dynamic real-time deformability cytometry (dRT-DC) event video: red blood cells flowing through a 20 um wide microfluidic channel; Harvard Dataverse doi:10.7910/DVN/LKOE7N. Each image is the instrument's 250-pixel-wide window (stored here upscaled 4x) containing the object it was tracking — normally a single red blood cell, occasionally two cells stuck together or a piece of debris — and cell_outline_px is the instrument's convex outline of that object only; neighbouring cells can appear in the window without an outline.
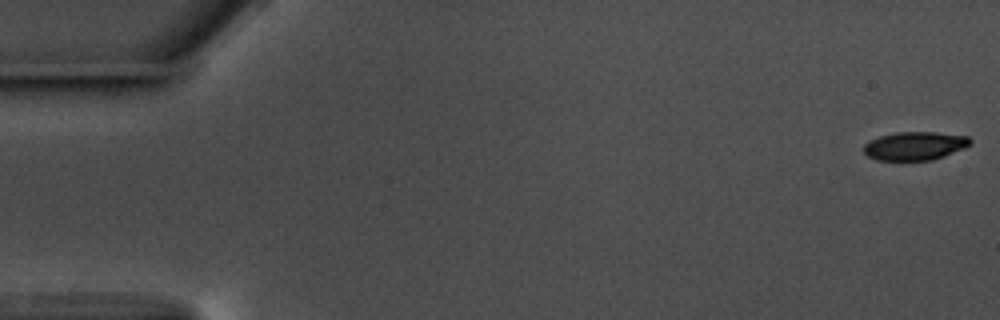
{"species": "common noctule bat (a hibernating species)", "species_latin": "Nyctalus noctula", "temperature_condition": "warm", "stored_images_in_passage": 58, "camera_frame_rate_fps": 3000, "um_per_image_px": 0.085, "animal": {"sex": "male", "body_mass_g": 17.5, "forearm_length_mm": 52.3}, "frame": {"image": 1, "passage_image": 1, "time_ms": 0.0, "image_size_px": [1000, 320], "cell_outline_px": [[972, 144], [964, 148], [944, 156], [932, 160], [876, 160], [868, 156], [864, 152], [864, 144], [868, 140], [880, 136], [896, 132], [936, 132], [968, 136], [972, 140]], "centroid_in_image_um": [77.77, 12.39], "position_along_channel_um": 7.2, "area_um2": 17.74}}
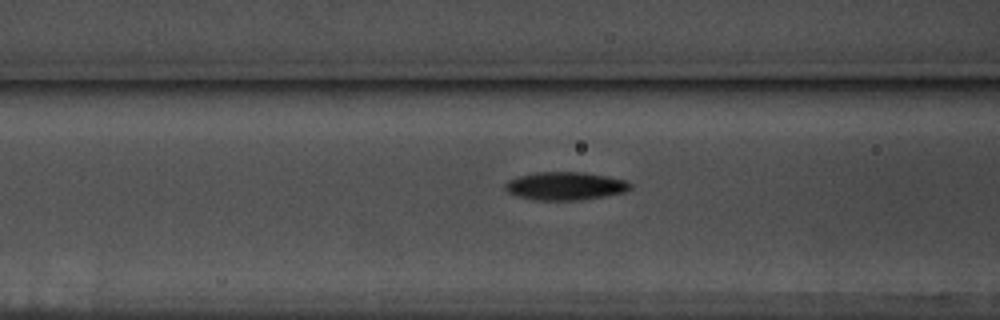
{"frame": {"image": 2, "passage_image": 23, "time_ms": 7.333, "image_size_px": [1000, 320], "cell_outline_px": [[632, 188], [624, 192], [604, 196], [580, 200], [536, 200], [516, 196], [508, 192], [504, 188], [504, 184], [508, 180], [520, 176], [536, 172], [580, 172], [608, 176], [624, 180], [632, 184]], "centroid_in_image_um": [48.03, 15.81], "position_along_channel_um": 118.6, "area_um2": 20.46}}
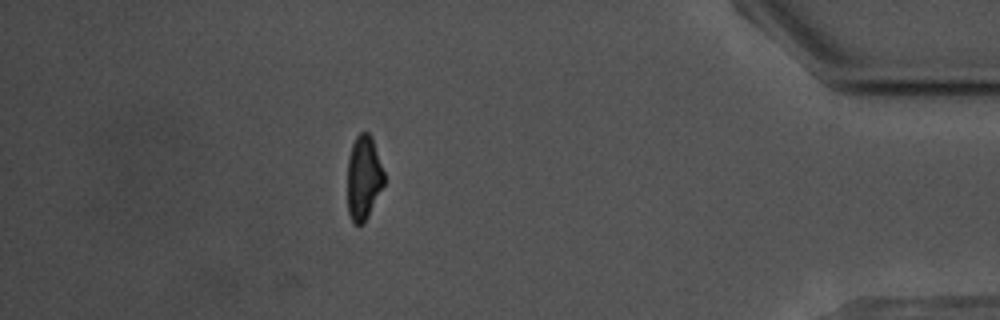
{"frame": {"image": 3, "passage_image": 51, "time_ms": 16.667, "image_size_px": [1000, 320], "cell_outline_px": [[384, 184], [364, 224], [352, 224], [348, 212], [348, 156], [352, 144], [356, 136], [360, 132], [368, 132], [372, 136], [384, 172]], "centroid_in_image_um": [30.9, 15.1], "position_along_channel_um": 404.3, "area_um2": 18.09}, "authors_computed_cell_mechanics": {"area_um2": 19.4497, "velocity_mm_per_s": 3.5628, "shape_relaxation_time_tau1_ms": 3.5186, "shape_relaxation_time_tau2_ms": 4.3587, "deformation_change_tau1": 0.1492, "deformation_change_tau2": 0.1114}}